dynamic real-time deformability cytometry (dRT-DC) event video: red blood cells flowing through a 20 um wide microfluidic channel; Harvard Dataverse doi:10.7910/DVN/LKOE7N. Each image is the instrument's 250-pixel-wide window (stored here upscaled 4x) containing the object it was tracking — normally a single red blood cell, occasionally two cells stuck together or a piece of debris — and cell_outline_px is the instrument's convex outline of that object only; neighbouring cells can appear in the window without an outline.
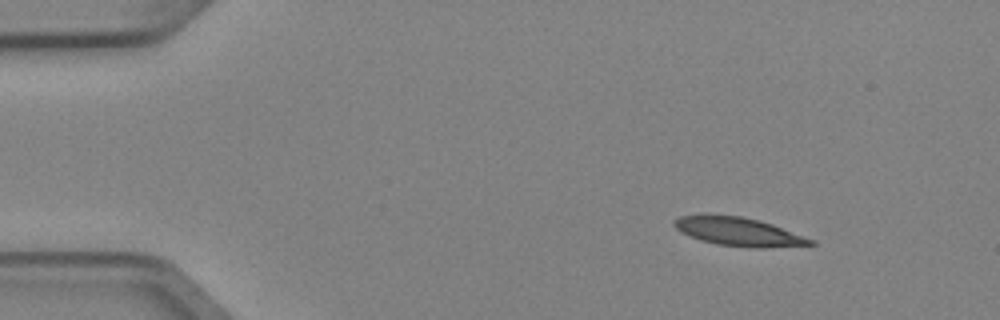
{"species": "Egyptian fruit bat (a non-hibernating species)", "species_latin": "Rousettus aegyptiacus", "temperature_condition": "cold", "stored_images_in_passage": 3, "camera_frame_rate_fps": 3000, "um_per_image_px": 0.085, "animal": {"sex": "female"}, "frame": {"image": 1, "passage_image": 1, "time_ms": 0.0, "image_size_px": [1000, 320], "cell_outline_px": [[816, 244], [764, 248], [752, 248], [716, 244], [700, 240], [680, 232], [672, 224], [672, 220], [680, 216], [700, 212], [704, 212], [740, 216], [760, 220], [772, 224], [816, 240]], "centroid_in_image_um": [62.71, 19.66], "position_along_channel_um": 22.3, "area_um2": 23.35}}